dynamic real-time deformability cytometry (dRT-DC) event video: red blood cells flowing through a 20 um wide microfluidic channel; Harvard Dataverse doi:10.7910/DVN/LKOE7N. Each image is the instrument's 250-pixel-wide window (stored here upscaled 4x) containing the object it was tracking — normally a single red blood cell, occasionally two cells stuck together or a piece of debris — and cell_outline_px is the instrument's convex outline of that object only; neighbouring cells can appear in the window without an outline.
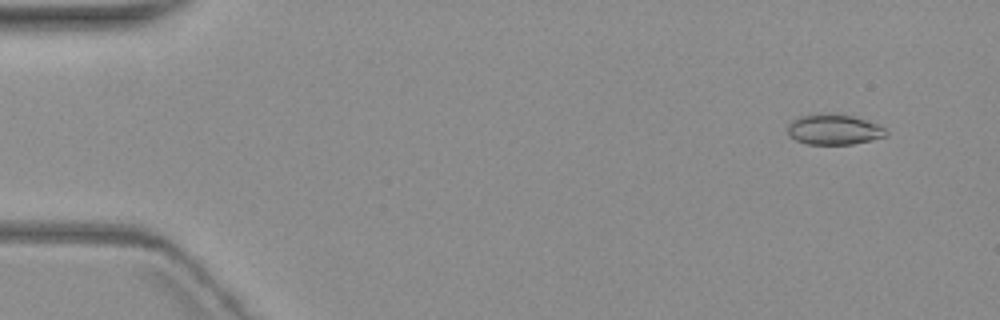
{"species": "common noctule bat (a hibernating species)", "species_latin": "Nyctalus noctula", "temperature_condition": "warm", "stored_images_in_passage": 7, "camera_frame_rate_fps": 3000, "um_per_image_px": 0.085, "animal": {"sex": "female", "body_mass_g": 19.3, "forearm_length_mm": 54.1}, "frame": {"image": 1, "passage_image": 1, "time_ms": 0.0, "image_size_px": [1000, 320], "cell_outline_px": [[888, 136], [872, 140], [852, 144], [808, 144], [796, 140], [788, 136], [788, 124], [792, 120], [800, 116], [816, 112], [832, 112], [852, 116], [876, 124], [884, 128], [888, 132]], "centroid_in_image_um": [70.85, 10.99], "position_along_channel_um": 14.1, "area_um2": 17.74}}
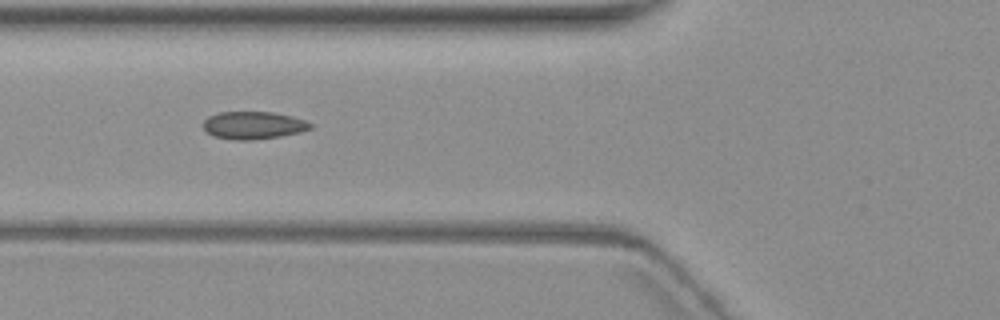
{"frame": {"image": 2, "passage_image": 6, "time_ms": 6.0, "image_size_px": [1000, 320], "cell_outline_px": [[312, 128], [300, 132], [280, 136], [252, 140], [232, 140], [212, 136], [204, 132], [204, 120], [208, 116], [220, 112], [272, 112], [292, 116], [304, 120], [312, 124]], "centroid_in_image_um": [21.5, 10.66], "position_along_channel_um": 104.3, "area_um2": 17.34}}
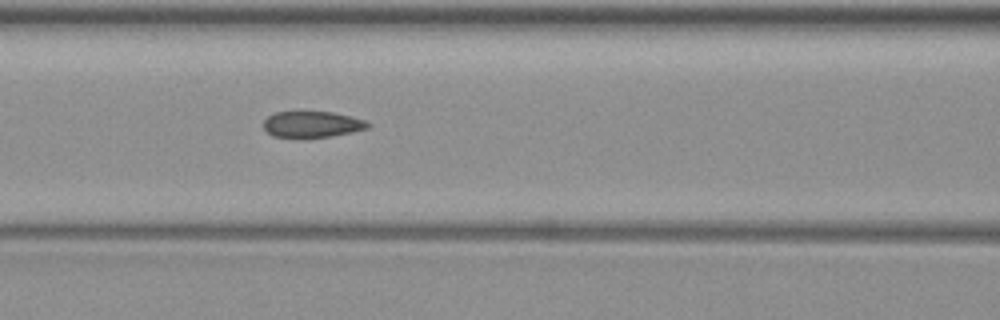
{"frame": {"image": 3, "passage_image": 7, "time_ms": 7.0, "image_size_px": [1000, 320], "cell_outline_px": [[372, 124], [368, 128], [352, 132], [332, 136], [304, 140], [296, 140], [272, 136], [264, 128], [264, 120], [268, 116], [276, 112], [332, 112], [352, 116], [364, 120]], "centroid_in_image_um": [26.51, 10.61], "position_along_channel_um": 140.1, "area_um2": 16.53}}